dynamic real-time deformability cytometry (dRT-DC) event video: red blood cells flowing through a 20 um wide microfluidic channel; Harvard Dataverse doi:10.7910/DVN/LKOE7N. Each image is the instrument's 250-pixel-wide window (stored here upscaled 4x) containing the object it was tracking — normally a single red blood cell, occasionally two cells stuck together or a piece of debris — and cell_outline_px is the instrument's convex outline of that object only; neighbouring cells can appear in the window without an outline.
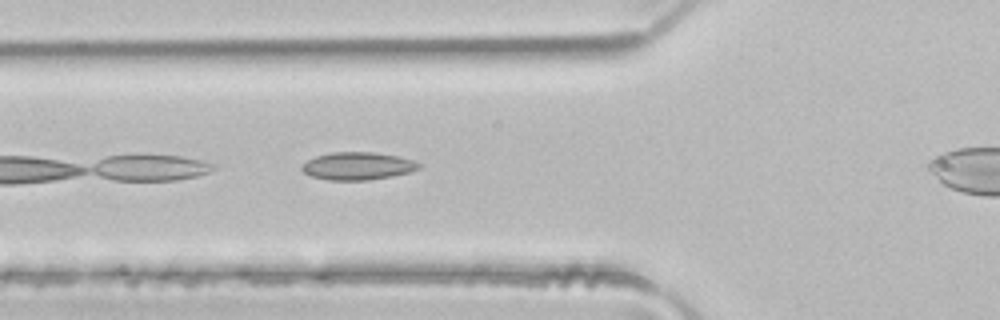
{"species": "common noctule bat (a hibernating species)", "species_latin": "Nyctalus noctula", "temperature_condition": "room temperature", "stored_images_in_passage": 13, "camera_frame_rate_fps": 3000, "um_per_image_px": 0.085, "animal": {"sex": "male", "body_mass_g": 21.5, "forearm_length_mm": 52.0}, "frame": {"image": 1, "passage_image": 3, "time_ms": 0.667, "image_size_px": [1000, 320], "cell_outline_px": [[420, 168], [408, 172], [392, 176], [368, 180], [328, 180], [312, 176], [304, 172], [300, 168], [300, 164], [316, 156], [332, 152], [372, 152], [396, 156], [412, 160], [420, 164]], "centroid_in_image_um": [30.35, 14.11], "position_along_channel_um": 95.4, "area_um2": 18.73}}
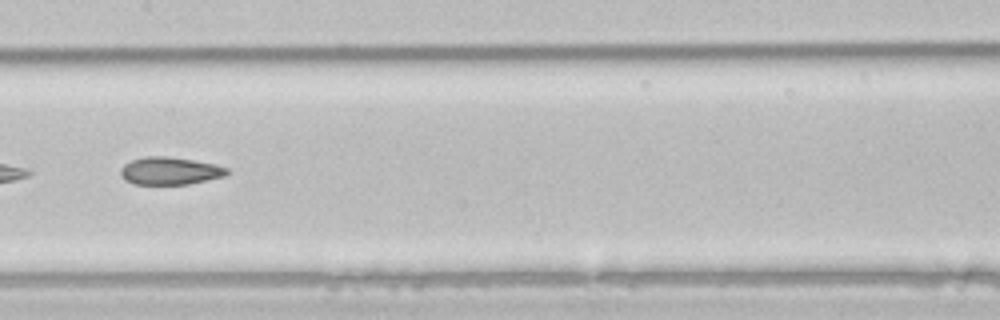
{"frame": {"image": 2, "passage_image": 10, "time_ms": 3.0, "image_size_px": [1000, 320], "cell_outline_px": [[228, 172], [224, 176], [188, 184], [136, 184], [124, 180], [120, 176], [120, 168], [124, 164], [132, 160], [144, 156], [164, 156], [192, 160], [212, 164], [228, 168]], "centroid_in_image_um": [14.38, 14.53], "position_along_channel_um": 193.0, "area_um2": 16.94}}